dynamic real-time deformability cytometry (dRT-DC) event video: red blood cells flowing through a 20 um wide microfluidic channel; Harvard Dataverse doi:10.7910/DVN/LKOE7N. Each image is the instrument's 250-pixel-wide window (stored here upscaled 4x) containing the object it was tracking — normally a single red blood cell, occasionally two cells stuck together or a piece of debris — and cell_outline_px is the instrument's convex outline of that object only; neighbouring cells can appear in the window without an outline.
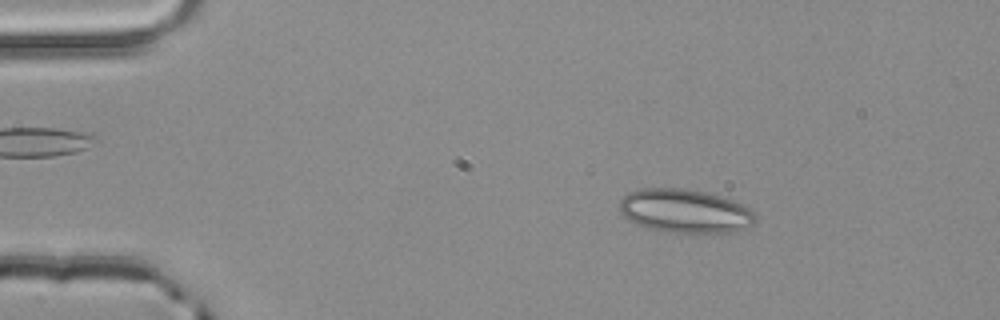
{"species": "common noctule bat (a hibernating species)", "species_latin": "Nyctalus noctula", "temperature_condition": "room temperature", "stored_images_in_passage": 3, "camera_frame_rate_fps": 3000, "um_per_image_px": 0.085, "animal": {"sex": "male", "body_mass_g": 20.4}, "frame": {"image": 1, "passage_image": 2, "time_ms": 0.333, "image_size_px": [1000, 320], "cell_outline_px": [[756, 220], [752, 224], [736, 232], [696, 236], [692, 236], [644, 228], [628, 220], [620, 212], [620, 200], [628, 192], [640, 188], [684, 188], [704, 192], [720, 196], [732, 200], [756, 212]], "centroid_in_image_um": [58.23, 17.99], "position_along_channel_um": 26.8, "area_um2": 35.72}}